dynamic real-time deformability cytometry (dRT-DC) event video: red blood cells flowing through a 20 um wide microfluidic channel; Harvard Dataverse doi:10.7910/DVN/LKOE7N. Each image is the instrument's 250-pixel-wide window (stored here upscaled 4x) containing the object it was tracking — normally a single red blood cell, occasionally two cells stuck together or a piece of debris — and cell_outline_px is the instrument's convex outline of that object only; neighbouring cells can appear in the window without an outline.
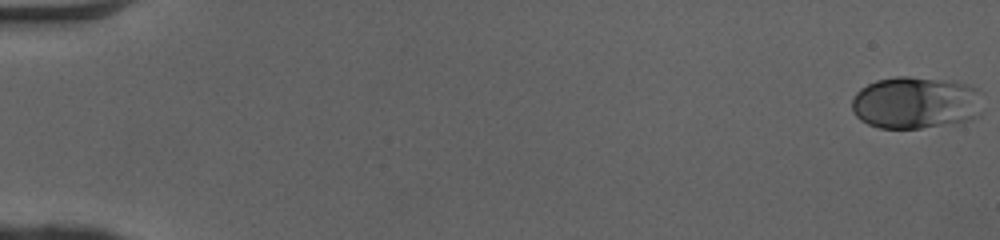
{"species": "human", "species_latin": "Homo sapiens", "temperature_condition": "cold", "stored_images_in_passage": 51, "camera_frame_rate_fps": 3000, "um_per_image_px": 0.085, "donor": {"sex": "female"}, "frame": {"image": 1, "passage_image": 1, "time_ms": 0.0, "image_size_px": [1000, 240], "cell_outline_px": [[984, 92], [980, 116], [956, 124], [920, 128], [880, 128], [868, 124], [860, 120], [852, 112], [852, 100], [856, 92], [860, 88], [876, 80], [896, 76], [908, 76], [956, 80], [968, 84]], "centroid_in_image_um": [77.9, 8.72], "position_along_channel_um": 7.1, "area_um2": 40.98}}
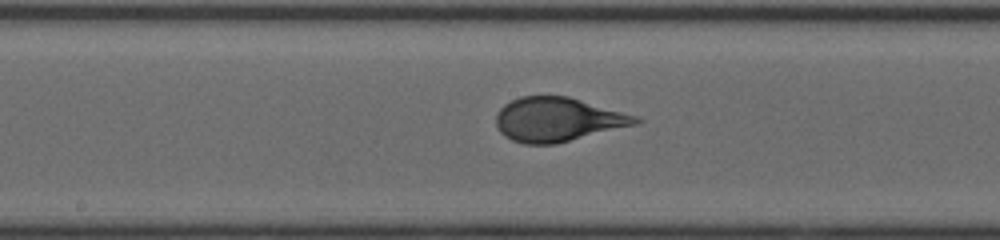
{"frame": {"image": 2, "passage_image": 28, "time_ms": 9.0, "image_size_px": [1000, 240], "cell_outline_px": [[644, 120], [636, 124], [556, 144], [524, 144], [512, 140], [504, 136], [500, 132], [496, 124], [496, 112], [504, 104], [520, 96], [568, 96], [636, 116]], "centroid_in_image_um": [47.36, 10.16], "position_along_channel_um": 200.8, "area_um2": 35.66}}
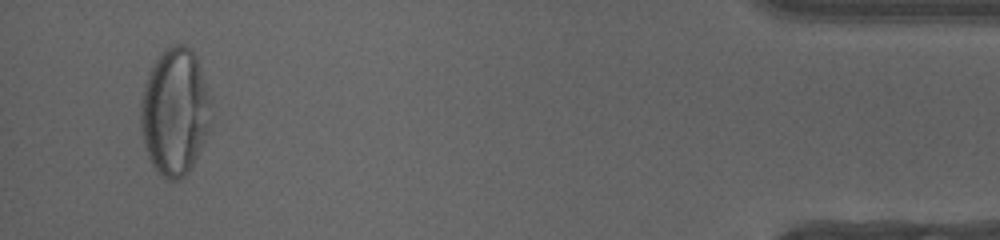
{"frame": {"image": 3, "passage_image": 49, "time_ms": 16.0, "image_size_px": [1000, 240], "cell_outline_px": [[212, 100], [208, 132], [188, 172], [180, 180], [168, 180], [152, 164], [148, 156], [144, 144], [140, 128], [140, 100], [144, 84], [156, 60], [164, 48], [172, 44], [184, 44], [192, 48], [196, 56]], "centroid_in_image_um": [14.86, 9.46], "position_along_channel_um": 420.3, "area_um2": 52.19}, "authors_computed_cell_mechanics": {"area_um2": 36.4718, "velocity_mm_per_s": 4.0965, "shape_relaxation_time_tau1_ms": 4.0745, "shape_relaxation_time_tau2_ms": null, "deformation_change_tau1": 0.2004, "deformation_change_tau2": null}}